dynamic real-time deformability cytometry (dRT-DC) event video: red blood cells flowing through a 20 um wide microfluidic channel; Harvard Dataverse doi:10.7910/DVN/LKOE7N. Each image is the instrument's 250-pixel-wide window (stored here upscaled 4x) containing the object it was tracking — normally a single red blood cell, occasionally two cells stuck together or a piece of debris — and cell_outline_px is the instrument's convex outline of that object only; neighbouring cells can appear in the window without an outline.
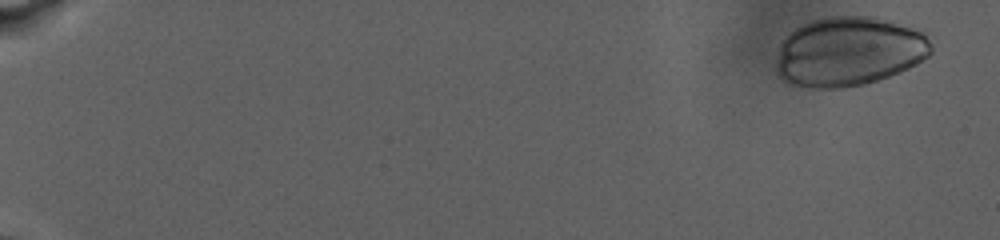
{"species": "human", "species_latin": "Homo sapiens", "temperature_condition": "warm", "stored_images_in_passage": 81, "camera_frame_rate_fps": 3000, "um_per_image_px": 0.085, "donor": {"sex": "male"}, "frame": {"image": 1, "passage_image": 5, "time_ms": 1.333, "image_size_px": [1000, 240], "cell_outline_px": [[932, 52], [928, 56], [916, 64], [900, 72], [864, 84], [840, 88], [808, 88], [788, 84], [780, 76], [776, 68], [776, 64], [780, 44], [784, 36], [796, 28], [812, 20], [828, 16], [876, 16], [912, 24], [924, 28], [932, 44]], "centroid_in_image_um": [72.22, 4.34], "position_along_channel_um": 12.8, "area_um2": 63.87}}
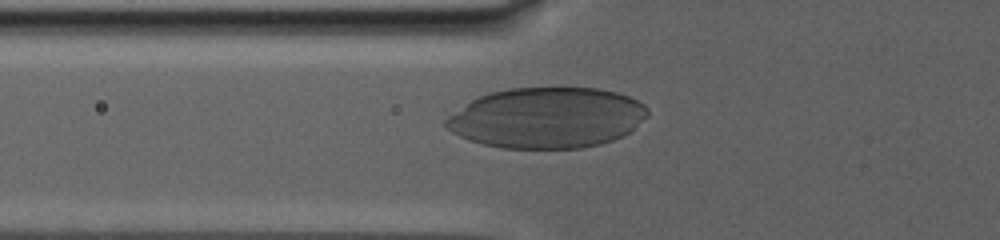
{"frame": {"image": 2, "passage_image": 38, "time_ms": 12.333, "image_size_px": [1000, 240], "cell_outline_px": [[648, 116], [628, 132], [612, 140], [600, 144], [580, 148], [500, 148], [468, 140], [452, 132], [444, 124], [444, 120], [448, 116], [472, 100], [480, 96], [492, 92], [508, 88], [596, 88], [616, 92], [628, 96], [644, 104], [648, 108]], "centroid_in_image_um": [46.48, 10.01], "position_along_channel_um": 79.3, "area_um2": 70.92}}
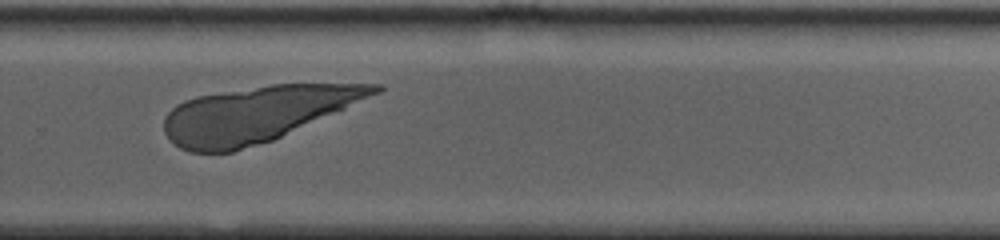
{"frame": {"image": 3, "passage_image": 66, "time_ms": 21.667, "image_size_px": [1000, 240], "cell_outline_px": [[384, 88], [380, 92], [272, 140], [232, 152], [188, 152], [180, 148], [164, 132], [164, 116], [176, 104], [184, 100], [196, 96], [272, 84], [384, 84]], "centroid_in_image_um": [21.77, 9.69], "position_along_channel_um": 308.0, "area_um2": 67.16}}